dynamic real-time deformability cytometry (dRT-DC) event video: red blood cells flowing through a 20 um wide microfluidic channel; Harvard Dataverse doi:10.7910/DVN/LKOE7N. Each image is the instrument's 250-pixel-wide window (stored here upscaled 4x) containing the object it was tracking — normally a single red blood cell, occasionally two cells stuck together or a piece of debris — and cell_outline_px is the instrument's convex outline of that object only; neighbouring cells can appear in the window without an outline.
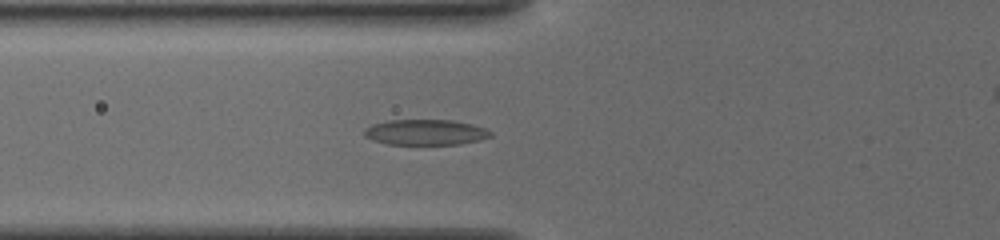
{"species": "common noctule bat (a hibernating species)", "species_latin": "Nyctalus noctula", "temperature_condition": "cold", "stored_images_in_passage": 49, "camera_frame_rate_fps": 3000, "um_per_image_px": 0.085, "animal": {"sex": "female", "body_mass_g": 19.5, "forearm_length_mm": 54.1}, "frame": {"image": 1, "passage_image": 16, "time_ms": 5.0, "image_size_px": [1000, 240], "cell_outline_px": [[492, 136], [480, 140], [460, 144], [388, 144], [372, 140], [364, 136], [364, 132], [372, 124], [392, 120], [448, 120], [468, 124], [484, 128], [492, 132]], "centroid_in_image_um": [36.16, 11.25], "position_along_channel_um": 89.6, "area_um2": 18.5}}
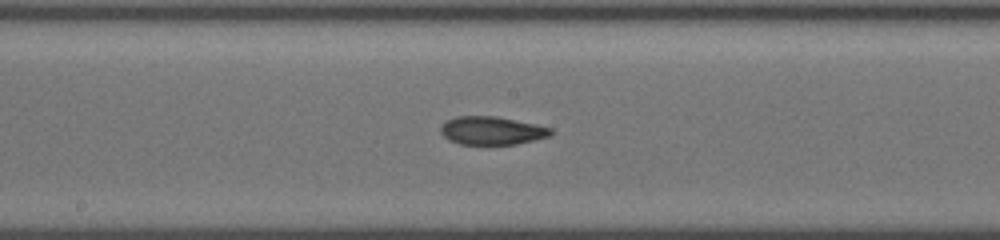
{"frame": {"image": 2, "passage_image": 25, "time_ms": 8.0, "image_size_px": [1000, 240], "cell_outline_px": [[552, 136], [516, 144], [460, 144], [448, 140], [440, 132], [440, 128], [448, 120], [456, 116], [492, 116], [552, 128]], "centroid_in_image_um": [41.79, 11.11], "position_along_channel_um": 206.4, "area_um2": 17.8}}
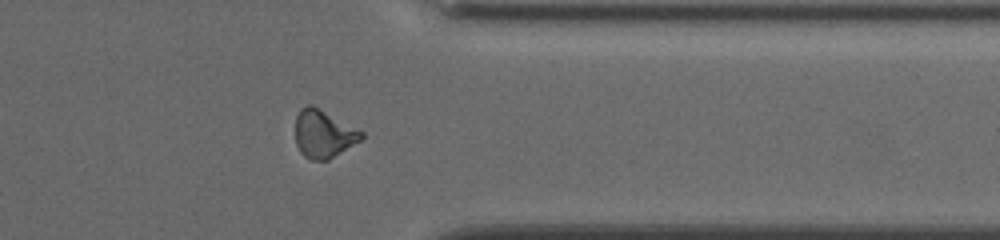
{"frame": {"image": 3, "passage_image": 39, "time_ms": 12.667, "image_size_px": [1000, 240], "cell_outline_px": [[364, 136], [360, 140], [328, 160], [308, 160], [300, 152], [296, 144], [296, 116], [308, 104], [312, 104], [364, 132]], "centroid_in_image_um": [27.49, 11.39], "position_along_channel_um": 383.9, "area_um2": 18.21}, "authors_computed_cell_mechanics": {"area_um2": 18.0336, "velocity_mm_per_s": 3.88, "shape_relaxation_time_tau1_ms": null, "shape_relaxation_time_tau2_ms": 2.5153, "deformation_change_tau1": null, "deformation_change_tau2": 0.0821}}